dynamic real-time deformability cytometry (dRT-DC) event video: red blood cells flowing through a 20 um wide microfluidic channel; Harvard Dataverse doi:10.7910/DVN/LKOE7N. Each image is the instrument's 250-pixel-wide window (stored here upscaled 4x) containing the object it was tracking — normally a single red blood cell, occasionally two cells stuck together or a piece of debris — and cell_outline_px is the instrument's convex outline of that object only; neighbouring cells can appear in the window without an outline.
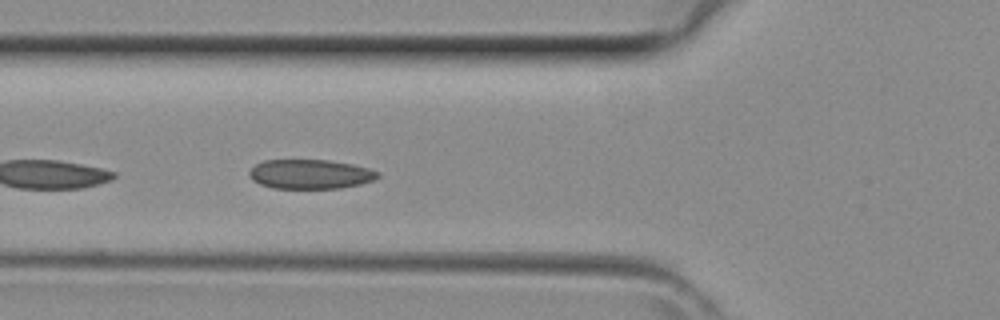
{"species": "common noctule bat (a hibernating species)", "species_latin": "Nyctalus noctula", "temperature_condition": "room temperature", "stored_images_in_passage": 39, "camera_frame_rate_fps": 3000, "um_per_image_px": 0.085, "animal": {"sex": "female", "body_mass_g": 29.2, "forearm_length_mm": 56.3}, "frame": {"image": 1, "passage_image": 12, "time_ms": 3.667, "image_size_px": [1000, 320], "cell_outline_px": [[380, 176], [372, 180], [360, 184], [340, 188], [272, 188], [260, 184], [252, 180], [248, 176], [248, 172], [256, 164], [264, 160], [328, 160], [352, 164], [368, 168], [380, 172]], "centroid_in_image_um": [26.35, 14.8], "position_along_channel_um": 99.4, "area_um2": 22.02}}
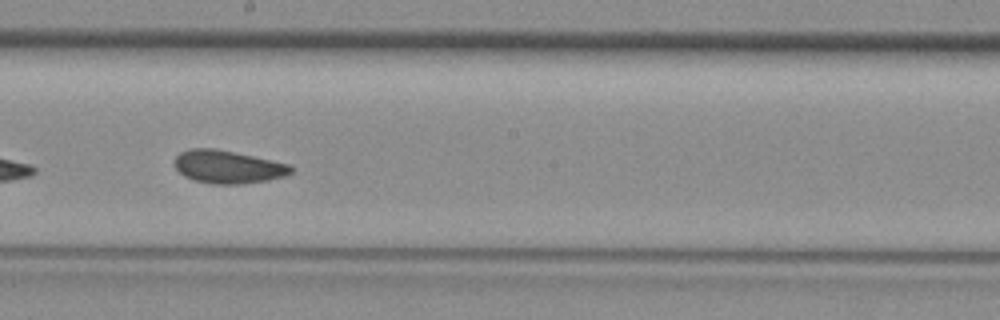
{"frame": {"image": 2, "passage_image": 20, "time_ms": 6.333, "image_size_px": [1000, 320], "cell_outline_px": [[292, 172], [284, 176], [268, 180], [240, 184], [212, 184], [192, 180], [184, 176], [172, 164], [176, 156], [180, 152], [188, 148], [216, 148], [288, 164], [292, 168]], "centroid_in_image_um": [19.3, 14.18], "position_along_channel_um": 228.9, "area_um2": 22.37}}
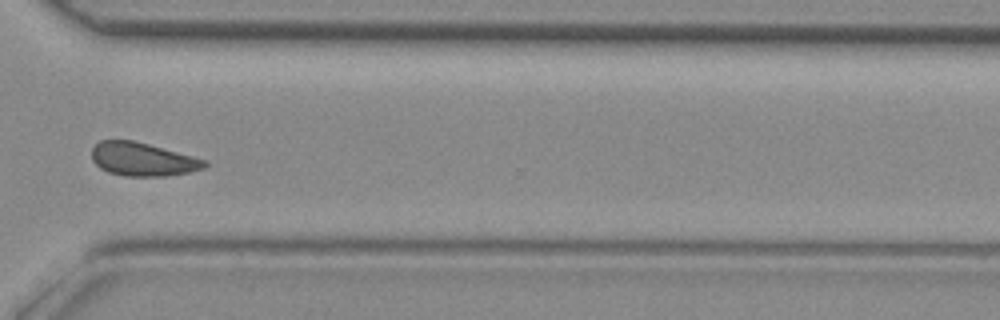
{"frame": {"image": 3, "passage_image": 28, "time_ms": 9.0, "image_size_px": [1000, 320], "cell_outline_px": [[208, 164], [204, 168], [188, 172], [168, 176], [124, 176], [108, 172], [100, 168], [92, 160], [92, 148], [100, 140], [132, 140], [148, 144], [208, 160]], "centroid_in_image_um": [12.13, 13.54], "position_along_channel_um": 358.5, "area_um2": 21.96}}